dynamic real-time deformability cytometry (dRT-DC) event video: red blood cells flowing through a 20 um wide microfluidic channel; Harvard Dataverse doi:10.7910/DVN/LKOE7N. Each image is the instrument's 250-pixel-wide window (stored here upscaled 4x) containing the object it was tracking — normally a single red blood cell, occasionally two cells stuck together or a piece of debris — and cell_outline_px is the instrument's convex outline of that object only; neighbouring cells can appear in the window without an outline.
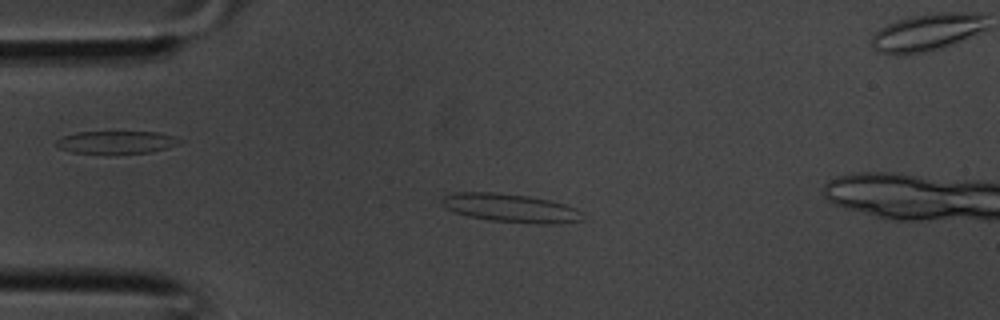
{"species": "common noctule bat (a hibernating species)", "species_latin": "Nyctalus noctula", "temperature_condition": "room temperature", "stored_images_in_passage": 4, "camera_frame_rate_fps": 3000, "um_per_image_px": 0.085, "animal": {"sex": "male", "body_mass_g": 20.1, "forearm_length_mm": 53.5}, "frame": {"image": 1, "passage_image": 1, "time_ms": 0.0, "image_size_px": [1000, 320], "cell_outline_px": [[584, 220], [556, 224], [536, 224], [488, 220], [468, 216], [444, 208], [440, 200], [444, 196], [452, 192], [496, 192], [528, 196], [548, 200], [564, 204], [576, 208], [584, 212]], "centroid_in_image_um": [43.42, 17.69], "position_along_channel_um": 41.6, "area_um2": 23.64}}